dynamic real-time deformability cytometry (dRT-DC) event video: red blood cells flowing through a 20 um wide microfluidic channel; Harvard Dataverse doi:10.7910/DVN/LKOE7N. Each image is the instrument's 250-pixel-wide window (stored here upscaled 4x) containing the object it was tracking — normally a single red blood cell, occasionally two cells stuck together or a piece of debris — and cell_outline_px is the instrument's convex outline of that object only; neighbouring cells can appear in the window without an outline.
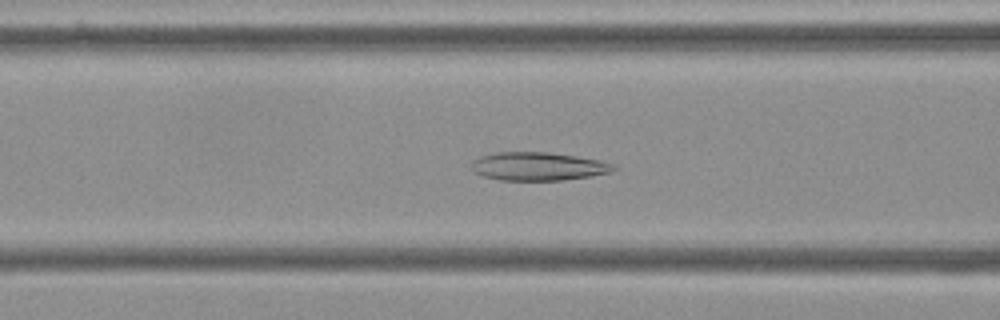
{"species": "Egyptian fruit bat (a non-hibernating species)", "species_latin": "Rousettus aegyptiacus", "temperature_condition": "cold", "stored_images_in_passage": 57, "camera_frame_rate_fps": 3000, "um_per_image_px": 0.085, "frame": {"image": 1, "passage_image": 22, "time_ms": 7.0, "image_size_px": [1000, 320], "cell_outline_px": [[620, 168], [612, 172], [592, 176], [564, 180], [500, 180], [484, 176], [472, 172], [472, 164], [480, 156], [496, 152], [548, 152], [576, 156], [600, 160], [616, 164]], "centroid_in_image_um": [45.82, 14.14], "position_along_channel_um": 120.8, "area_um2": 23.64}}
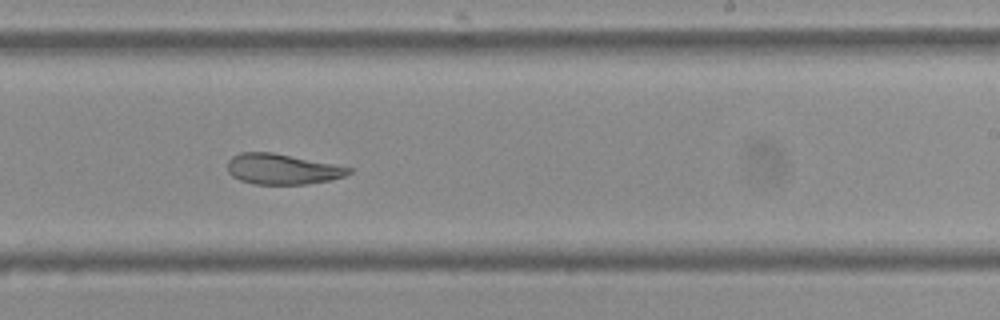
{"frame": {"image": 2, "passage_image": 34, "time_ms": 11.0, "image_size_px": [1000, 320], "cell_outline_px": [[352, 172], [344, 176], [328, 180], [308, 184], [252, 184], [240, 180], [232, 176], [228, 172], [228, 160], [232, 156], [240, 152], [272, 152], [352, 168]], "centroid_in_image_um": [23.94, 14.37], "position_along_channel_um": 265.1, "area_um2": 21.39}}
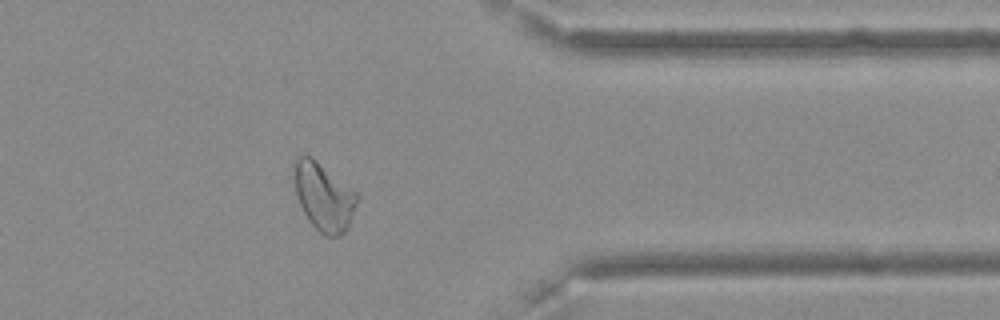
{"frame": {"image": 3, "passage_image": 45, "time_ms": 14.667, "image_size_px": [1000, 320], "cell_outline_px": [[360, 196], [348, 228], [340, 236], [328, 236], [320, 232], [308, 220], [300, 204], [296, 192], [292, 168], [292, 160], [296, 156], [312, 156], [356, 192]], "centroid_in_image_um": [27.5, 16.69], "position_along_channel_um": 383.9, "area_um2": 25.03}, "authors_computed_cell_mechanics": {"area_um2": 25.9522, "velocity_mm_per_s": 3.6042, "shape_relaxation_time_tau1_ms": null, "shape_relaxation_time_tau2_ms": 2.8469, "deformation_change_tau1": null, "deformation_change_tau2": 0.0694}}